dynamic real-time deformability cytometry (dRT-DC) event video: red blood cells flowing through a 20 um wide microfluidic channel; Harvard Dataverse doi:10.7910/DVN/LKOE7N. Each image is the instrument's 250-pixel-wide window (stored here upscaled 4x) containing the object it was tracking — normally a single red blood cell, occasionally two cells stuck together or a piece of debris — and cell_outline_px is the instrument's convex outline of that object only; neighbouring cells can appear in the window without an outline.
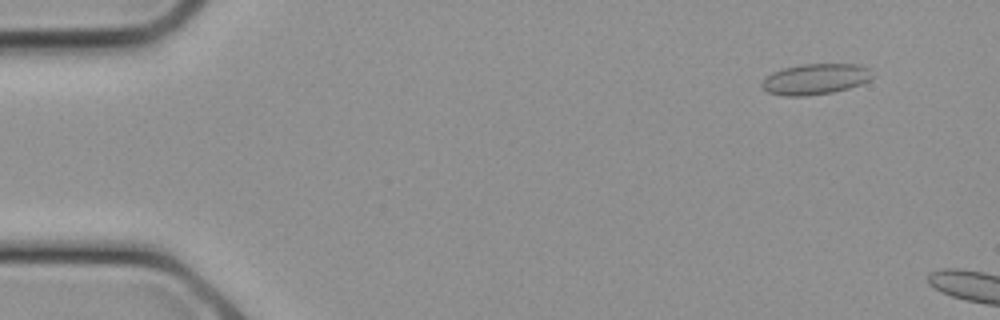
{"species": "common noctule bat (a hibernating species)", "species_latin": "Nyctalus noctula", "temperature_condition": "cold", "stored_images_in_passage": 5, "camera_frame_rate_fps": 3000, "um_per_image_px": 0.085, "animal": {"sex": "female", "body_mass_g": 21.9}, "frame": {"image": 1, "passage_image": 3, "time_ms": 0.667, "image_size_px": [1000, 320], "cell_outline_px": [[872, 76], [868, 80], [860, 84], [848, 88], [832, 92], [804, 96], [784, 96], [768, 92], [760, 84], [772, 72], [784, 68], [800, 64], [860, 64], [872, 68]], "centroid_in_image_um": [69.33, 6.71], "position_along_channel_um": 15.7, "area_um2": 19.77}}